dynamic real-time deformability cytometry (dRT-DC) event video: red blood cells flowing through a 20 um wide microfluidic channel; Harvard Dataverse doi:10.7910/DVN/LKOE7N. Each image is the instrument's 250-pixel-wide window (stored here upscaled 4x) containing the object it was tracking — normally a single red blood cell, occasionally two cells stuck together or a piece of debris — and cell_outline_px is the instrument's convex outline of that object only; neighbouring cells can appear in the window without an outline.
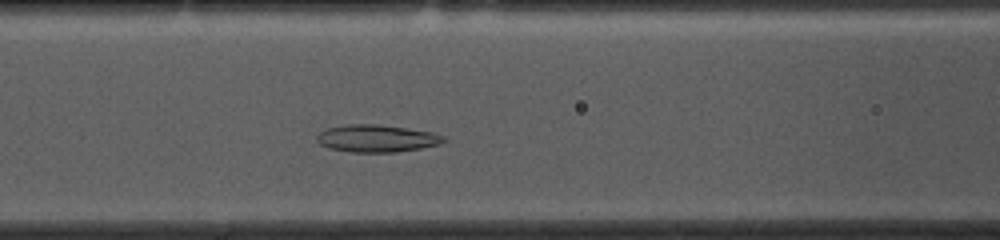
{"species": "common noctule bat (a hibernating species)", "species_latin": "Nyctalus noctula", "temperature_condition": "cold", "stored_images_in_passage": 38, "camera_frame_rate_fps": 3000, "um_per_image_px": 0.085, "animal": {"sex": "female", "body_mass_g": 10.0, "forearm_length_mm": 53.1}, "frame": {"image": 1, "passage_image": 15, "time_ms": 4.667, "image_size_px": [1000, 240], "cell_outline_px": [[448, 140], [440, 144], [420, 148], [396, 152], [352, 152], [332, 148], [320, 144], [316, 140], [316, 136], [320, 132], [328, 128], [348, 124], [376, 124], [432, 132], [448, 136]], "centroid_in_image_um": [32.07, 11.76], "position_along_channel_um": 134.5, "area_um2": 20.11}}
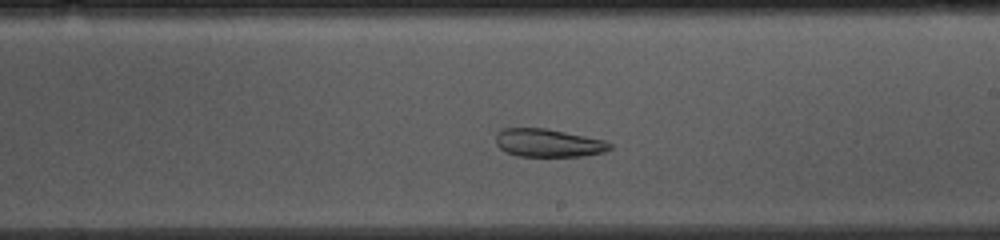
{"frame": {"image": 2, "passage_image": 24, "time_ms": 7.667, "image_size_px": [1000, 240], "cell_outline_px": [[612, 148], [604, 152], [584, 156], [516, 156], [504, 152], [496, 144], [496, 132], [500, 128], [544, 128], [604, 140], [612, 144]], "centroid_in_image_um": [46.56, 12.15], "position_along_channel_um": 242.4, "area_um2": 18.73}}
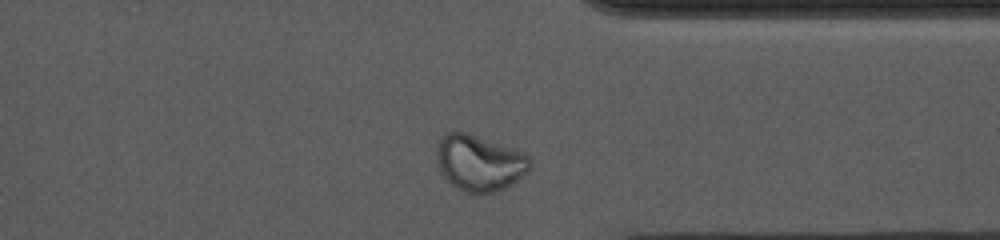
{"frame": {"image": 3, "passage_image": 35, "time_ms": 11.333, "image_size_px": [1000, 240], "cell_outline_px": [[532, 168], [528, 172], [504, 188], [492, 192], [464, 192], [456, 188], [444, 176], [440, 168], [436, 156], [436, 144], [440, 136], [448, 132], [464, 132], [520, 152], [528, 156], [532, 160]], "centroid_in_image_um": [40.72, 13.85], "position_along_channel_um": 370.7, "area_um2": 29.88}, "authors_computed_cell_mechanics": {"area_um2": 22.0507, "velocity_mm_per_s": 3.6047, "shape_relaxation_time_tau1_ms": null, "shape_relaxation_time_tau2_ms": 2.8386, "deformation_change_tau1": null, "deformation_change_tau2": 0.0902}}